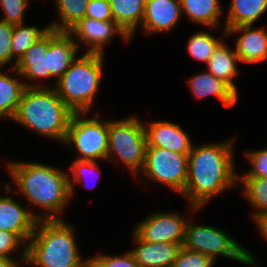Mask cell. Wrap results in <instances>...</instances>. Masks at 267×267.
Returning a JSON list of instances; mask_svg holds the SVG:
<instances>
[{"label": "cell", "instance_id": "cell-1", "mask_svg": "<svg viewBox=\"0 0 267 267\" xmlns=\"http://www.w3.org/2000/svg\"><path fill=\"white\" fill-rule=\"evenodd\" d=\"M232 146L233 141L193 146L188 154L187 183L182 193L190 199L191 209H199L212 196L223 192L229 186H235L238 182L233 170Z\"/></svg>", "mask_w": 267, "mask_h": 267}, {"label": "cell", "instance_id": "cell-2", "mask_svg": "<svg viewBox=\"0 0 267 267\" xmlns=\"http://www.w3.org/2000/svg\"><path fill=\"white\" fill-rule=\"evenodd\" d=\"M10 173L20 193H23L32 204L42 207L51 213L44 215L46 219H60L66 202L74 192L72 180L63 171L42 163H11Z\"/></svg>", "mask_w": 267, "mask_h": 267}, {"label": "cell", "instance_id": "cell-3", "mask_svg": "<svg viewBox=\"0 0 267 267\" xmlns=\"http://www.w3.org/2000/svg\"><path fill=\"white\" fill-rule=\"evenodd\" d=\"M73 230L61 219L38 220L21 261L38 267H87L88 260L78 255Z\"/></svg>", "mask_w": 267, "mask_h": 267}, {"label": "cell", "instance_id": "cell-4", "mask_svg": "<svg viewBox=\"0 0 267 267\" xmlns=\"http://www.w3.org/2000/svg\"><path fill=\"white\" fill-rule=\"evenodd\" d=\"M73 114L55 87L53 89L26 87L13 120L43 136L64 142Z\"/></svg>", "mask_w": 267, "mask_h": 267}, {"label": "cell", "instance_id": "cell-5", "mask_svg": "<svg viewBox=\"0 0 267 267\" xmlns=\"http://www.w3.org/2000/svg\"><path fill=\"white\" fill-rule=\"evenodd\" d=\"M103 54L85 53L57 81L56 91L74 113H87L102 77Z\"/></svg>", "mask_w": 267, "mask_h": 267}, {"label": "cell", "instance_id": "cell-6", "mask_svg": "<svg viewBox=\"0 0 267 267\" xmlns=\"http://www.w3.org/2000/svg\"><path fill=\"white\" fill-rule=\"evenodd\" d=\"M147 142L144 124L130 117L108 122V158L115 153L132 172L142 170Z\"/></svg>", "mask_w": 267, "mask_h": 267}, {"label": "cell", "instance_id": "cell-7", "mask_svg": "<svg viewBox=\"0 0 267 267\" xmlns=\"http://www.w3.org/2000/svg\"><path fill=\"white\" fill-rule=\"evenodd\" d=\"M185 249L198 251L215 260L216 255H223L244 264L255 266L251 253L240 246L233 238L211 226H197L187 222L185 238L182 245Z\"/></svg>", "mask_w": 267, "mask_h": 267}, {"label": "cell", "instance_id": "cell-8", "mask_svg": "<svg viewBox=\"0 0 267 267\" xmlns=\"http://www.w3.org/2000/svg\"><path fill=\"white\" fill-rule=\"evenodd\" d=\"M88 113H74L64 142L73 143L79 153V160L95 161L108 158V122H100L96 117L83 119Z\"/></svg>", "mask_w": 267, "mask_h": 267}, {"label": "cell", "instance_id": "cell-9", "mask_svg": "<svg viewBox=\"0 0 267 267\" xmlns=\"http://www.w3.org/2000/svg\"><path fill=\"white\" fill-rule=\"evenodd\" d=\"M153 181L176 192H184L188 176V155L159 147H146L142 170Z\"/></svg>", "mask_w": 267, "mask_h": 267}, {"label": "cell", "instance_id": "cell-10", "mask_svg": "<svg viewBox=\"0 0 267 267\" xmlns=\"http://www.w3.org/2000/svg\"><path fill=\"white\" fill-rule=\"evenodd\" d=\"M186 224L177 214L156 213L139 223L134 234L145 242L183 245Z\"/></svg>", "mask_w": 267, "mask_h": 267}, {"label": "cell", "instance_id": "cell-11", "mask_svg": "<svg viewBox=\"0 0 267 267\" xmlns=\"http://www.w3.org/2000/svg\"><path fill=\"white\" fill-rule=\"evenodd\" d=\"M67 32L88 44L90 48L86 53L90 54L104 55L102 47L113 37L114 32H118L126 41L130 39V36L115 21H100L88 17L78 21Z\"/></svg>", "mask_w": 267, "mask_h": 267}, {"label": "cell", "instance_id": "cell-12", "mask_svg": "<svg viewBox=\"0 0 267 267\" xmlns=\"http://www.w3.org/2000/svg\"><path fill=\"white\" fill-rule=\"evenodd\" d=\"M78 43L66 31L48 29V49L46 53L47 70L50 77L64 75L70 65L76 60Z\"/></svg>", "mask_w": 267, "mask_h": 267}, {"label": "cell", "instance_id": "cell-13", "mask_svg": "<svg viewBox=\"0 0 267 267\" xmlns=\"http://www.w3.org/2000/svg\"><path fill=\"white\" fill-rule=\"evenodd\" d=\"M40 215L22 208L13 198L0 197V230L15 233L22 241L30 240Z\"/></svg>", "mask_w": 267, "mask_h": 267}, {"label": "cell", "instance_id": "cell-14", "mask_svg": "<svg viewBox=\"0 0 267 267\" xmlns=\"http://www.w3.org/2000/svg\"><path fill=\"white\" fill-rule=\"evenodd\" d=\"M147 147H159L188 155L192 144L188 135L178 125L158 121L144 125Z\"/></svg>", "mask_w": 267, "mask_h": 267}, {"label": "cell", "instance_id": "cell-15", "mask_svg": "<svg viewBox=\"0 0 267 267\" xmlns=\"http://www.w3.org/2000/svg\"><path fill=\"white\" fill-rule=\"evenodd\" d=\"M181 12L180 0H146L142 29L151 33L170 31Z\"/></svg>", "mask_w": 267, "mask_h": 267}, {"label": "cell", "instance_id": "cell-16", "mask_svg": "<svg viewBox=\"0 0 267 267\" xmlns=\"http://www.w3.org/2000/svg\"><path fill=\"white\" fill-rule=\"evenodd\" d=\"M224 30L226 35L244 30L235 50L241 62L256 63L267 58V32L263 28L253 30L251 25H242Z\"/></svg>", "mask_w": 267, "mask_h": 267}, {"label": "cell", "instance_id": "cell-17", "mask_svg": "<svg viewBox=\"0 0 267 267\" xmlns=\"http://www.w3.org/2000/svg\"><path fill=\"white\" fill-rule=\"evenodd\" d=\"M137 247L131 250L139 267H172L182 244L150 243L140 240L135 234Z\"/></svg>", "mask_w": 267, "mask_h": 267}, {"label": "cell", "instance_id": "cell-18", "mask_svg": "<svg viewBox=\"0 0 267 267\" xmlns=\"http://www.w3.org/2000/svg\"><path fill=\"white\" fill-rule=\"evenodd\" d=\"M48 49V31L40 37L17 62L15 69L25 78H49L46 53Z\"/></svg>", "mask_w": 267, "mask_h": 267}, {"label": "cell", "instance_id": "cell-19", "mask_svg": "<svg viewBox=\"0 0 267 267\" xmlns=\"http://www.w3.org/2000/svg\"><path fill=\"white\" fill-rule=\"evenodd\" d=\"M189 85L197 98L213 94L227 107L233 106L237 100V94L208 71L192 77Z\"/></svg>", "mask_w": 267, "mask_h": 267}, {"label": "cell", "instance_id": "cell-20", "mask_svg": "<svg viewBox=\"0 0 267 267\" xmlns=\"http://www.w3.org/2000/svg\"><path fill=\"white\" fill-rule=\"evenodd\" d=\"M240 61L235 51H231L223 42L213 52L207 62L208 72L226 83L237 95V88L232 81L238 74L236 62Z\"/></svg>", "mask_w": 267, "mask_h": 267}, {"label": "cell", "instance_id": "cell-21", "mask_svg": "<svg viewBox=\"0 0 267 267\" xmlns=\"http://www.w3.org/2000/svg\"><path fill=\"white\" fill-rule=\"evenodd\" d=\"M109 2L113 21L131 37L137 24L143 21L146 0H109Z\"/></svg>", "mask_w": 267, "mask_h": 267}, {"label": "cell", "instance_id": "cell-22", "mask_svg": "<svg viewBox=\"0 0 267 267\" xmlns=\"http://www.w3.org/2000/svg\"><path fill=\"white\" fill-rule=\"evenodd\" d=\"M267 10V0H232L225 28L251 25Z\"/></svg>", "mask_w": 267, "mask_h": 267}, {"label": "cell", "instance_id": "cell-23", "mask_svg": "<svg viewBox=\"0 0 267 267\" xmlns=\"http://www.w3.org/2000/svg\"><path fill=\"white\" fill-rule=\"evenodd\" d=\"M40 88L38 85H27L0 72V117L13 119L18 109L24 89Z\"/></svg>", "mask_w": 267, "mask_h": 267}, {"label": "cell", "instance_id": "cell-24", "mask_svg": "<svg viewBox=\"0 0 267 267\" xmlns=\"http://www.w3.org/2000/svg\"><path fill=\"white\" fill-rule=\"evenodd\" d=\"M182 11L190 20L202 25L215 26L222 13L219 0H180Z\"/></svg>", "mask_w": 267, "mask_h": 267}, {"label": "cell", "instance_id": "cell-25", "mask_svg": "<svg viewBox=\"0 0 267 267\" xmlns=\"http://www.w3.org/2000/svg\"><path fill=\"white\" fill-rule=\"evenodd\" d=\"M89 2L90 0H56L61 25L54 23L51 24L49 28L67 32L78 21L85 18Z\"/></svg>", "mask_w": 267, "mask_h": 267}, {"label": "cell", "instance_id": "cell-26", "mask_svg": "<svg viewBox=\"0 0 267 267\" xmlns=\"http://www.w3.org/2000/svg\"><path fill=\"white\" fill-rule=\"evenodd\" d=\"M49 29V26L43 30L38 29L35 26L26 27L22 24L14 25L12 34V57L16 58V63L13 66L15 68L17 62L22 58L25 52Z\"/></svg>", "mask_w": 267, "mask_h": 267}, {"label": "cell", "instance_id": "cell-27", "mask_svg": "<svg viewBox=\"0 0 267 267\" xmlns=\"http://www.w3.org/2000/svg\"><path fill=\"white\" fill-rule=\"evenodd\" d=\"M221 42L209 33L201 31L193 34L188 40V51L195 59L207 63Z\"/></svg>", "mask_w": 267, "mask_h": 267}, {"label": "cell", "instance_id": "cell-28", "mask_svg": "<svg viewBox=\"0 0 267 267\" xmlns=\"http://www.w3.org/2000/svg\"><path fill=\"white\" fill-rule=\"evenodd\" d=\"M245 185V196L259 211L254 215L267 212V178H240Z\"/></svg>", "mask_w": 267, "mask_h": 267}, {"label": "cell", "instance_id": "cell-29", "mask_svg": "<svg viewBox=\"0 0 267 267\" xmlns=\"http://www.w3.org/2000/svg\"><path fill=\"white\" fill-rule=\"evenodd\" d=\"M213 262L207 255L182 247L172 267H212Z\"/></svg>", "mask_w": 267, "mask_h": 267}, {"label": "cell", "instance_id": "cell-30", "mask_svg": "<svg viewBox=\"0 0 267 267\" xmlns=\"http://www.w3.org/2000/svg\"><path fill=\"white\" fill-rule=\"evenodd\" d=\"M90 267H139L134 255L130 252L124 256H98L88 259Z\"/></svg>", "mask_w": 267, "mask_h": 267}, {"label": "cell", "instance_id": "cell-31", "mask_svg": "<svg viewBox=\"0 0 267 267\" xmlns=\"http://www.w3.org/2000/svg\"><path fill=\"white\" fill-rule=\"evenodd\" d=\"M29 0H0L5 11V17L1 20L11 25L23 24L24 10Z\"/></svg>", "mask_w": 267, "mask_h": 267}, {"label": "cell", "instance_id": "cell-32", "mask_svg": "<svg viewBox=\"0 0 267 267\" xmlns=\"http://www.w3.org/2000/svg\"><path fill=\"white\" fill-rule=\"evenodd\" d=\"M14 25L0 20V67L10 62L12 57V34Z\"/></svg>", "mask_w": 267, "mask_h": 267}, {"label": "cell", "instance_id": "cell-33", "mask_svg": "<svg viewBox=\"0 0 267 267\" xmlns=\"http://www.w3.org/2000/svg\"><path fill=\"white\" fill-rule=\"evenodd\" d=\"M253 169L241 178H267V148L246 153Z\"/></svg>", "mask_w": 267, "mask_h": 267}, {"label": "cell", "instance_id": "cell-34", "mask_svg": "<svg viewBox=\"0 0 267 267\" xmlns=\"http://www.w3.org/2000/svg\"><path fill=\"white\" fill-rule=\"evenodd\" d=\"M85 17L94 20H113L109 0H90Z\"/></svg>", "mask_w": 267, "mask_h": 267}, {"label": "cell", "instance_id": "cell-35", "mask_svg": "<svg viewBox=\"0 0 267 267\" xmlns=\"http://www.w3.org/2000/svg\"><path fill=\"white\" fill-rule=\"evenodd\" d=\"M22 240L12 232L0 230V256L10 258L11 252L16 250Z\"/></svg>", "mask_w": 267, "mask_h": 267}, {"label": "cell", "instance_id": "cell-36", "mask_svg": "<svg viewBox=\"0 0 267 267\" xmlns=\"http://www.w3.org/2000/svg\"><path fill=\"white\" fill-rule=\"evenodd\" d=\"M96 161H87V160H79L76 159L71 166V172L73 173L74 180L79 183L81 181V177L83 178V174H88L89 172H95L98 166L96 165ZM85 172V173H84ZM90 173V174H91Z\"/></svg>", "mask_w": 267, "mask_h": 267}, {"label": "cell", "instance_id": "cell-37", "mask_svg": "<svg viewBox=\"0 0 267 267\" xmlns=\"http://www.w3.org/2000/svg\"><path fill=\"white\" fill-rule=\"evenodd\" d=\"M254 219L262 235L267 239V212L256 215Z\"/></svg>", "mask_w": 267, "mask_h": 267}, {"label": "cell", "instance_id": "cell-38", "mask_svg": "<svg viewBox=\"0 0 267 267\" xmlns=\"http://www.w3.org/2000/svg\"><path fill=\"white\" fill-rule=\"evenodd\" d=\"M18 263L15 260L7 257L0 256V267H19Z\"/></svg>", "mask_w": 267, "mask_h": 267}]
</instances>
